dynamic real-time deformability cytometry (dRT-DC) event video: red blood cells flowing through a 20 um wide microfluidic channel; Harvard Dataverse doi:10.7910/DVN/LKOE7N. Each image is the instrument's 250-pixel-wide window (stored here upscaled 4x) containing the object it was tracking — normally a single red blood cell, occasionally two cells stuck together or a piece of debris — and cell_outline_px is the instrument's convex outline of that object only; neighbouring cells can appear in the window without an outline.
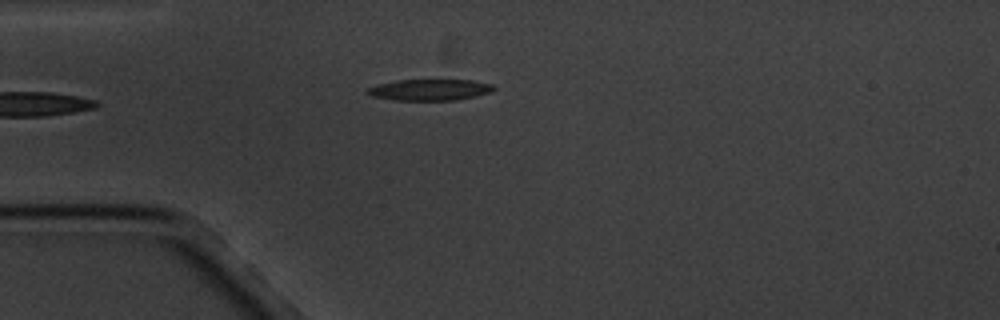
{"species": "common noctule bat (a hibernating species)", "species_latin": "Nyctalus noctula", "temperature_condition": "cold", "stored_images_in_passage": 4, "camera_frame_rate_fps": 3000, "um_per_image_px": 0.085, "animal": {"sex": "male", "body_mass_g": 20.1, "forearm_length_mm": 53.5}, "frame": {"image": 1, "passage_image": 4, "time_ms": 4.333, "image_size_px": [1000, 320], "cell_outline_px": [[496, 88], [492, 92], [476, 96], [456, 100], [396, 100], [372, 96], [364, 92], [368, 88], [376, 84], [396, 80], [472, 80], [492, 84]], "centroid_in_image_um": [36.53, 7.63], "position_along_channel_um": 48.5, "area_um2": 15.72}}